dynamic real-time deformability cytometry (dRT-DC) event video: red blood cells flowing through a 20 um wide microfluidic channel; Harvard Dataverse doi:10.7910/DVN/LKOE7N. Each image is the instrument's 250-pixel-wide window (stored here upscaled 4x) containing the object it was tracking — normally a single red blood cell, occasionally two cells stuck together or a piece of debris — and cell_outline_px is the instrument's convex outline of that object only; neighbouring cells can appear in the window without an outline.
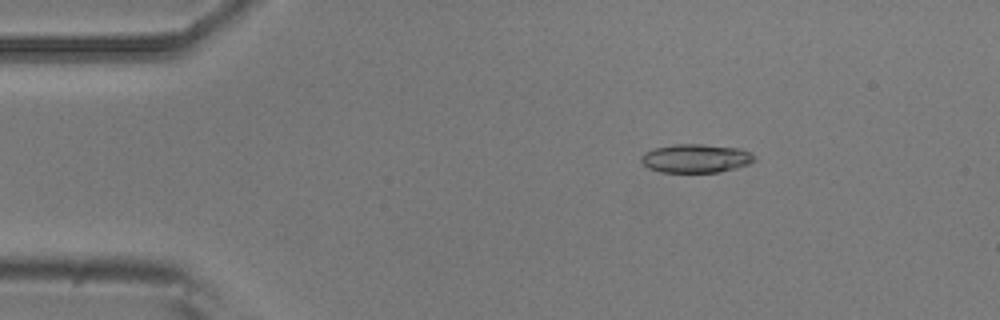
{"species": "common noctule bat (a hibernating species)", "species_latin": "Nyctalus noctula", "temperature_condition": "room temperature", "stored_images_in_passage": 35, "camera_frame_rate_fps": 3000, "um_per_image_px": 0.085, "animal": {"sex": "male", "body_mass_g": 20.5, "forearm_length_mm": 52.5}, "frame": {"image": 1, "passage_image": 9, "time_ms": 2.667, "image_size_px": [1000, 320], "cell_outline_px": [[756, 160], [748, 164], [736, 168], [720, 172], [660, 172], [648, 168], [640, 160], [640, 156], [644, 152], [656, 148], [672, 144], [704, 144], [740, 148], [752, 152], [756, 156]], "centroid_in_image_um": [59.17, 13.45], "position_along_channel_um": 25.8, "area_um2": 19.13}}
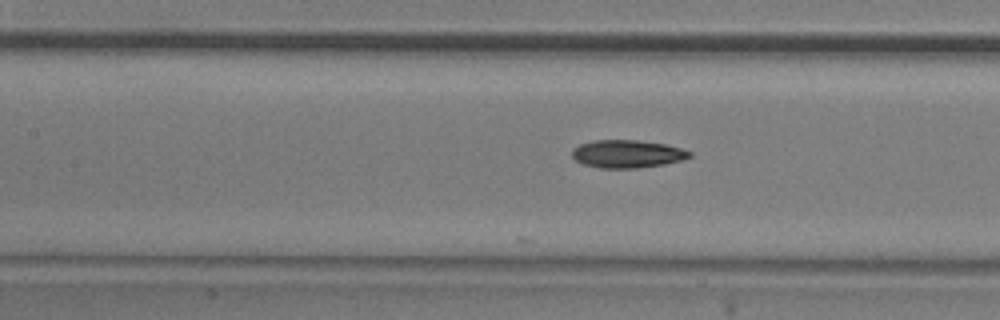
{"frame": {"image": 2, "passage_image": 24, "time_ms": 7.667, "image_size_px": [1000, 320], "cell_outline_px": [[692, 156], [680, 160], [664, 164], [636, 168], [600, 168], [584, 164], [576, 160], [572, 156], [572, 148], [580, 144], [592, 140], [636, 140], [664, 144], [680, 148], [692, 152]], "centroid_in_image_um": [53.29, 13.08], "position_along_channel_um": 154.1, "area_um2": 18.96}}
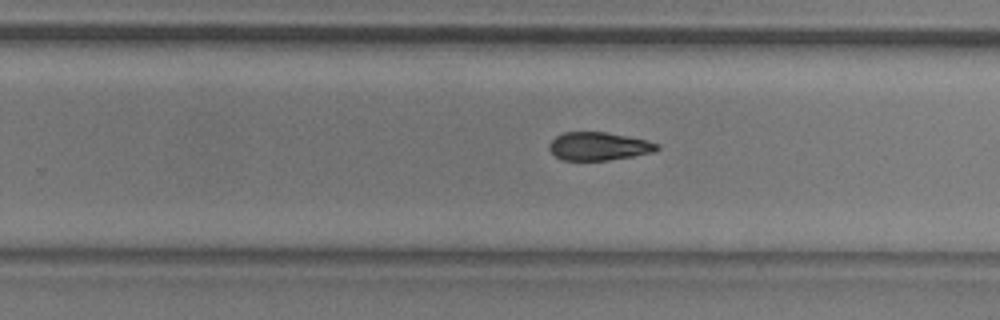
{"frame": {"image": 3, "passage_image": 34, "time_ms": 11.0, "image_size_px": [1000, 320], "cell_outline_px": [[660, 148], [652, 152], [632, 156], [608, 160], [564, 160], [556, 156], [548, 148], [548, 144], [556, 136], [564, 132], [604, 132], [648, 140], [660, 144]], "centroid_in_image_um": [50.89, 12.43], "position_along_channel_um": 278.9, "area_um2": 17.57}}